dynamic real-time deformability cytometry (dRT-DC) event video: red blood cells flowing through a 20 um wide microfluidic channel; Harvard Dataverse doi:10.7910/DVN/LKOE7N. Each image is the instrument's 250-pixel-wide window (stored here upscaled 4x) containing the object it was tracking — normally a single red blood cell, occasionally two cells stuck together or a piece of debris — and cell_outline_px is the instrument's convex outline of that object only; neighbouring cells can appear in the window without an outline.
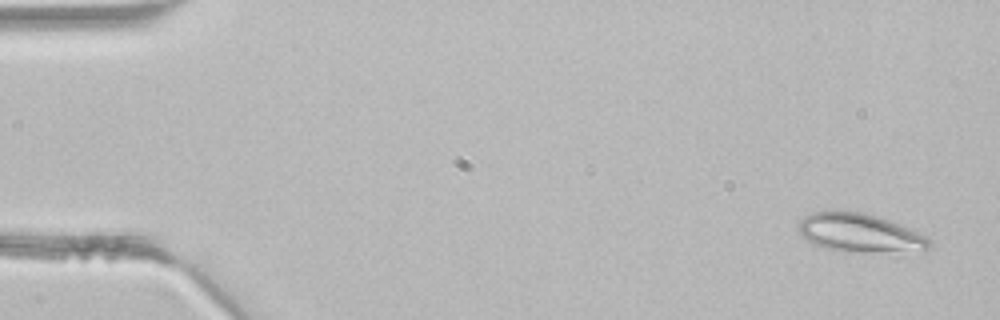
{"species": "common noctule bat (a hibernating species)", "species_latin": "Nyctalus noctula", "temperature_condition": "room temperature", "stored_images_in_passage": 3, "camera_frame_rate_fps": 3000, "um_per_image_px": 0.085, "animal": {"sex": "male", "body_mass_g": 21.5, "forearm_length_mm": 52.0}, "frame": {"image": 1, "passage_image": 1, "time_ms": 0.0, "image_size_px": [1000, 320], "cell_outline_px": [[932, 248], [924, 252], [864, 252], [828, 248], [816, 244], [800, 236], [796, 228], [796, 224], [804, 216], [812, 212], [864, 212], [912, 228], [928, 236], [932, 240]], "centroid_in_image_um": [73.19, 19.81], "position_along_channel_um": 11.8, "area_um2": 29.77}}